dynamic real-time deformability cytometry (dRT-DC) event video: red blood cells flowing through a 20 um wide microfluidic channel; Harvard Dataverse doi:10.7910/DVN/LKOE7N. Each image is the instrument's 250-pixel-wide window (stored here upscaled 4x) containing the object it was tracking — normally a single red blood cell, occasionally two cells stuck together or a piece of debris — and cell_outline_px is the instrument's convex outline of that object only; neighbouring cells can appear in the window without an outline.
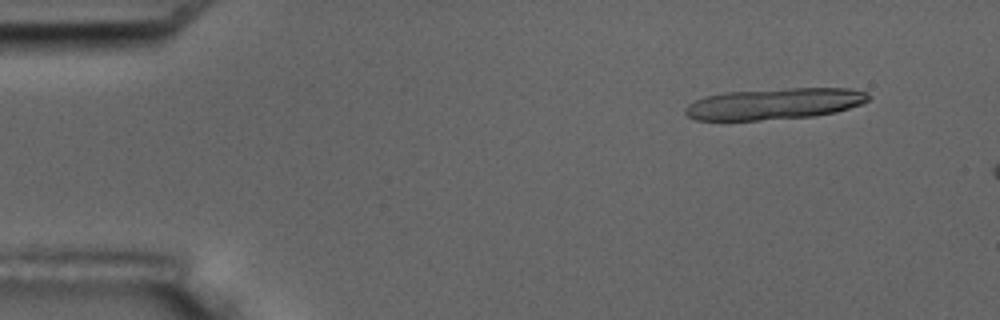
{"species": "common noctule bat (a hibernating species)", "species_latin": "Nyctalus noctula", "temperature_condition": "room temperature", "stored_images_in_passage": 4, "camera_frame_rate_fps": 3000, "um_per_image_px": 0.085, "animal": {"sex": "male", "body_mass_g": 17.5, "forearm_length_mm": 52.3}, "frame": {"image": 1, "passage_image": 2, "time_ms": 1.0, "image_size_px": [1000, 320], "cell_outline_px": [[872, 96], [868, 100], [860, 104], [836, 112], [816, 116], [760, 120], [696, 120], [688, 116], [684, 112], [684, 108], [688, 104], [704, 96], [724, 92], [788, 88], [848, 88], [868, 92]], "centroid_in_image_um": [65.83, 8.82], "position_along_channel_um": 19.2, "area_um2": 33.58}}